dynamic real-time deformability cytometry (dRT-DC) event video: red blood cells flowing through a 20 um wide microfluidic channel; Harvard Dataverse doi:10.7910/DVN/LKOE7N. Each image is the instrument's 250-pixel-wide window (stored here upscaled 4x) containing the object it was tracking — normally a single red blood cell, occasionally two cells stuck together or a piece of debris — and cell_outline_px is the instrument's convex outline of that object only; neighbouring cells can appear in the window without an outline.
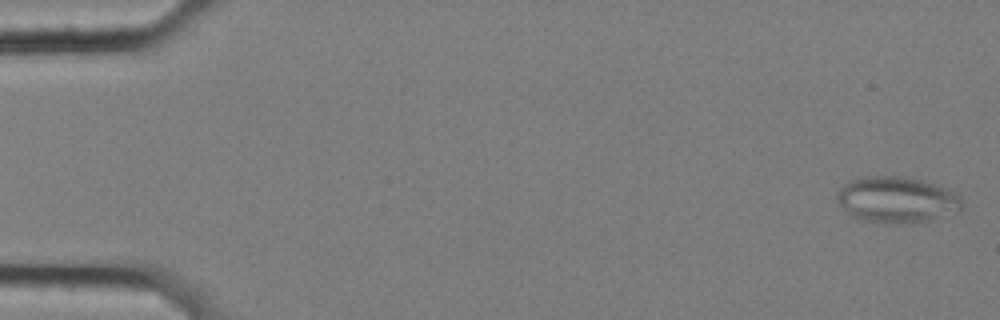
{"species": "common noctule bat (a hibernating species)", "species_latin": "Nyctalus noctula", "temperature_condition": "cold", "stored_images_in_passage": 58, "segment_of_instrument_passage": [1, 2], "camera_frame_rate_fps": 3000, "um_per_image_px": 0.085, "animal": {"sex": "female", "body_mass_g": 25.1}, "frame": {"image": 1, "passage_image": 2, "time_ms": 0.333, "image_size_px": [1000, 320], "cell_outline_px": [[960, 212], [928, 220], [908, 224], [888, 224], [864, 220], [852, 216], [836, 200], [836, 192], [848, 180], [864, 176], [896, 176], [920, 180], [944, 188], [960, 196]], "centroid_in_image_um": [76.18, 16.99], "position_along_channel_um": 8.8, "area_um2": 33.47}}